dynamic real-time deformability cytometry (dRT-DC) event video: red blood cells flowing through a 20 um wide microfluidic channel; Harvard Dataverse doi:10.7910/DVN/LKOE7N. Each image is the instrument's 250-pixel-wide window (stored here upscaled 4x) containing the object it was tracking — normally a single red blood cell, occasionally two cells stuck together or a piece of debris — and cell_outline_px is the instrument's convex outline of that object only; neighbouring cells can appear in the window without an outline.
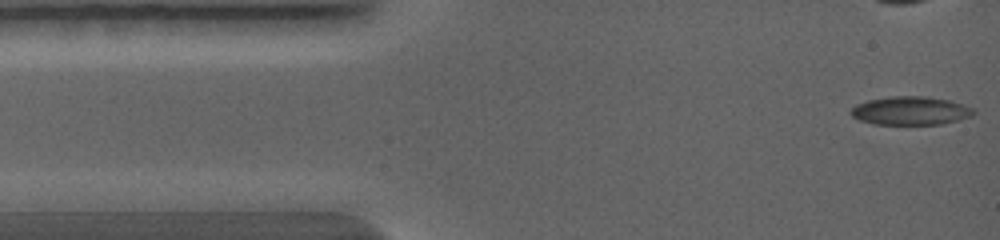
{"species": "common noctule bat (a hibernating species)", "species_latin": "Nyctalus noctula", "temperature_condition": "warm", "stored_images_in_passage": 28, "camera_frame_rate_fps": 5000, "um_per_image_px": 0.085, "animal": {"sex": "female", "body_mass_g": 19.0, "forearm_length_mm": 56.7}, "frame": {"image": 1, "passage_image": 1, "time_ms": 0.0, "image_size_px": [1000, 240], "cell_outline_px": [[976, 112], [972, 116], [960, 120], [940, 124], [872, 124], [860, 120], [852, 116], [848, 112], [856, 104], [868, 100], [892, 96], [928, 96], [948, 100], [964, 104], [972, 108]], "centroid_in_image_um": [77.4, 9.41], "position_along_channel_um": 7.6, "area_um2": 20.46}}
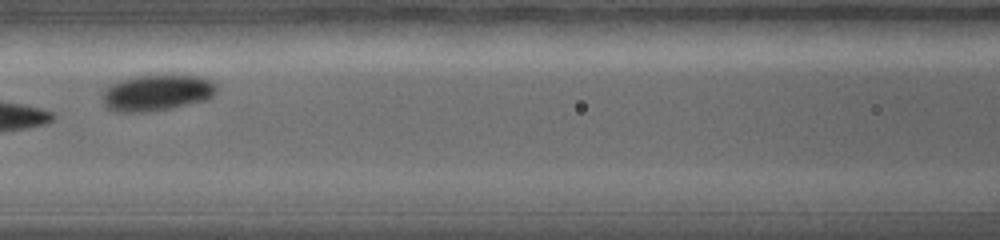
{"frame": {"image": 2, "passage_image": 11, "time_ms": 4.4, "image_size_px": [1000, 240], "cell_outline_px": [[216, 92], [212, 96], [204, 100], [172, 108], [140, 112], [116, 112], [108, 108], [104, 104], [104, 88], [120, 80], [132, 76], [164, 72], [196, 76], [208, 80], [216, 84]], "centroid_in_image_um": [13.32, 7.83], "position_along_channel_um": 153.3, "area_um2": 24.51}}
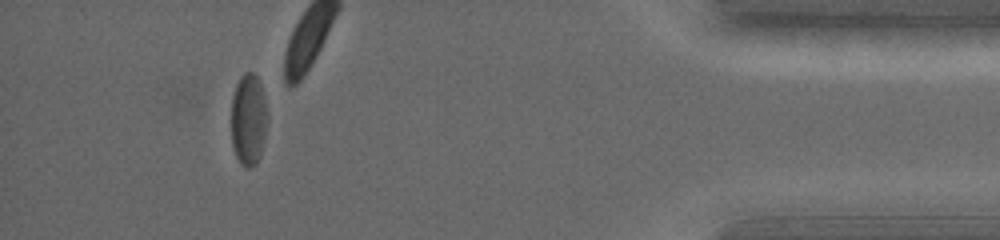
{"frame": {"image": 3, "passage_image": 21, "time_ms": 10.0, "image_size_px": [1000, 240], "cell_outline_px": [[268, 124], [260, 156], [256, 164], [248, 168], [240, 164], [236, 156], [232, 144], [232, 96], [236, 84], [240, 76], [244, 72], [252, 72], [256, 76], [260, 84], [264, 96], [268, 112]], "centroid_in_image_um": [21.14, 10.16], "position_along_channel_um": 414.1, "area_um2": 19.59}}